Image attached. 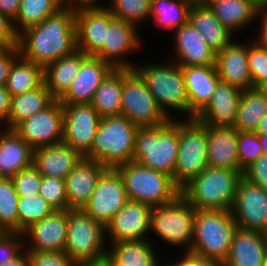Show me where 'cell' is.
Returning <instances> with one entry per match:
<instances>
[{
	"label": "cell",
	"instance_id": "6da1fadb",
	"mask_svg": "<svg viewBox=\"0 0 267 266\" xmlns=\"http://www.w3.org/2000/svg\"><path fill=\"white\" fill-rule=\"evenodd\" d=\"M19 33V53L43 68L77 50L75 7L64 6L41 23Z\"/></svg>",
	"mask_w": 267,
	"mask_h": 266
},
{
	"label": "cell",
	"instance_id": "7a4b0ae2",
	"mask_svg": "<svg viewBox=\"0 0 267 266\" xmlns=\"http://www.w3.org/2000/svg\"><path fill=\"white\" fill-rule=\"evenodd\" d=\"M179 147V121L170 119L155 127H139L132 161L169 175L174 182Z\"/></svg>",
	"mask_w": 267,
	"mask_h": 266
},
{
	"label": "cell",
	"instance_id": "3957f363",
	"mask_svg": "<svg viewBox=\"0 0 267 266\" xmlns=\"http://www.w3.org/2000/svg\"><path fill=\"white\" fill-rule=\"evenodd\" d=\"M138 128L122 114L103 117L91 149L83 158L113 169L132 161Z\"/></svg>",
	"mask_w": 267,
	"mask_h": 266
},
{
	"label": "cell",
	"instance_id": "277c9868",
	"mask_svg": "<svg viewBox=\"0 0 267 266\" xmlns=\"http://www.w3.org/2000/svg\"><path fill=\"white\" fill-rule=\"evenodd\" d=\"M242 176L238 170L208 166L186 184L180 194L195 209L231 211Z\"/></svg>",
	"mask_w": 267,
	"mask_h": 266
},
{
	"label": "cell",
	"instance_id": "5b68a950",
	"mask_svg": "<svg viewBox=\"0 0 267 266\" xmlns=\"http://www.w3.org/2000/svg\"><path fill=\"white\" fill-rule=\"evenodd\" d=\"M237 225L231 211L198 210L189 252L224 263L228 258Z\"/></svg>",
	"mask_w": 267,
	"mask_h": 266
},
{
	"label": "cell",
	"instance_id": "8992f818",
	"mask_svg": "<svg viewBox=\"0 0 267 266\" xmlns=\"http://www.w3.org/2000/svg\"><path fill=\"white\" fill-rule=\"evenodd\" d=\"M115 169L122 177L128 200L156 207L169 204L180 195L173 179L162 172L134 161Z\"/></svg>",
	"mask_w": 267,
	"mask_h": 266
},
{
	"label": "cell",
	"instance_id": "52a82bcc",
	"mask_svg": "<svg viewBox=\"0 0 267 266\" xmlns=\"http://www.w3.org/2000/svg\"><path fill=\"white\" fill-rule=\"evenodd\" d=\"M207 167L206 125L195 118L180 121L174 184L181 190Z\"/></svg>",
	"mask_w": 267,
	"mask_h": 266
},
{
	"label": "cell",
	"instance_id": "ba28073f",
	"mask_svg": "<svg viewBox=\"0 0 267 266\" xmlns=\"http://www.w3.org/2000/svg\"><path fill=\"white\" fill-rule=\"evenodd\" d=\"M174 63L171 66L166 64H153L146 67L136 66L135 70L146 81L150 92L165 115L171 119L169 112L166 110L167 106L188 113L190 119L189 98L181 66L176 64V61Z\"/></svg>",
	"mask_w": 267,
	"mask_h": 266
},
{
	"label": "cell",
	"instance_id": "9c48e42d",
	"mask_svg": "<svg viewBox=\"0 0 267 266\" xmlns=\"http://www.w3.org/2000/svg\"><path fill=\"white\" fill-rule=\"evenodd\" d=\"M105 226L82 209L68 210L64 252L75 262L96 261L107 256L103 248Z\"/></svg>",
	"mask_w": 267,
	"mask_h": 266
},
{
	"label": "cell",
	"instance_id": "30bf717a",
	"mask_svg": "<svg viewBox=\"0 0 267 266\" xmlns=\"http://www.w3.org/2000/svg\"><path fill=\"white\" fill-rule=\"evenodd\" d=\"M196 209L180 194L173 202L152 207L150 229L173 245L189 246L194 235Z\"/></svg>",
	"mask_w": 267,
	"mask_h": 266
},
{
	"label": "cell",
	"instance_id": "8fae6325",
	"mask_svg": "<svg viewBox=\"0 0 267 266\" xmlns=\"http://www.w3.org/2000/svg\"><path fill=\"white\" fill-rule=\"evenodd\" d=\"M121 114L138 127L161 126L170 120L135 69L123 78Z\"/></svg>",
	"mask_w": 267,
	"mask_h": 266
},
{
	"label": "cell",
	"instance_id": "7c38bea8",
	"mask_svg": "<svg viewBox=\"0 0 267 266\" xmlns=\"http://www.w3.org/2000/svg\"><path fill=\"white\" fill-rule=\"evenodd\" d=\"M14 131L33 149L63 141V104L55 99L45 109L26 118Z\"/></svg>",
	"mask_w": 267,
	"mask_h": 266
},
{
	"label": "cell",
	"instance_id": "4fadbf2b",
	"mask_svg": "<svg viewBox=\"0 0 267 266\" xmlns=\"http://www.w3.org/2000/svg\"><path fill=\"white\" fill-rule=\"evenodd\" d=\"M127 201L122 177L116 169L108 168L98 180L96 189L82 210L106 226Z\"/></svg>",
	"mask_w": 267,
	"mask_h": 266
},
{
	"label": "cell",
	"instance_id": "5bb4252c",
	"mask_svg": "<svg viewBox=\"0 0 267 266\" xmlns=\"http://www.w3.org/2000/svg\"><path fill=\"white\" fill-rule=\"evenodd\" d=\"M101 119L90 103L63 104V142L84 157L91 149Z\"/></svg>",
	"mask_w": 267,
	"mask_h": 266
},
{
	"label": "cell",
	"instance_id": "9a60e30c",
	"mask_svg": "<svg viewBox=\"0 0 267 266\" xmlns=\"http://www.w3.org/2000/svg\"><path fill=\"white\" fill-rule=\"evenodd\" d=\"M231 212L238 228L263 232L267 228V191L242 176Z\"/></svg>",
	"mask_w": 267,
	"mask_h": 266
},
{
	"label": "cell",
	"instance_id": "2e32d148",
	"mask_svg": "<svg viewBox=\"0 0 267 266\" xmlns=\"http://www.w3.org/2000/svg\"><path fill=\"white\" fill-rule=\"evenodd\" d=\"M113 18L108 7L95 4L75 6L77 50L94 56L103 47L106 29Z\"/></svg>",
	"mask_w": 267,
	"mask_h": 266
},
{
	"label": "cell",
	"instance_id": "e0dca14e",
	"mask_svg": "<svg viewBox=\"0 0 267 266\" xmlns=\"http://www.w3.org/2000/svg\"><path fill=\"white\" fill-rule=\"evenodd\" d=\"M151 210L149 205L128 200L105 226V231L111 234L112 243L146 240L144 236L151 230Z\"/></svg>",
	"mask_w": 267,
	"mask_h": 266
},
{
	"label": "cell",
	"instance_id": "ac0fdd59",
	"mask_svg": "<svg viewBox=\"0 0 267 266\" xmlns=\"http://www.w3.org/2000/svg\"><path fill=\"white\" fill-rule=\"evenodd\" d=\"M135 28L136 25L114 17L106 29L103 47L94 56L109 63L113 68L135 69L132 63L129 64L121 58L125 53H130L140 46V38Z\"/></svg>",
	"mask_w": 267,
	"mask_h": 266
},
{
	"label": "cell",
	"instance_id": "d6986e66",
	"mask_svg": "<svg viewBox=\"0 0 267 266\" xmlns=\"http://www.w3.org/2000/svg\"><path fill=\"white\" fill-rule=\"evenodd\" d=\"M112 69L109 63L88 55L69 88L58 100L62 104L91 103L96 89Z\"/></svg>",
	"mask_w": 267,
	"mask_h": 266
},
{
	"label": "cell",
	"instance_id": "ffe728a7",
	"mask_svg": "<svg viewBox=\"0 0 267 266\" xmlns=\"http://www.w3.org/2000/svg\"><path fill=\"white\" fill-rule=\"evenodd\" d=\"M241 92V89L220 80L212 98L195 119L213 127H233Z\"/></svg>",
	"mask_w": 267,
	"mask_h": 266
},
{
	"label": "cell",
	"instance_id": "44dd1931",
	"mask_svg": "<svg viewBox=\"0 0 267 266\" xmlns=\"http://www.w3.org/2000/svg\"><path fill=\"white\" fill-rule=\"evenodd\" d=\"M68 210H55L41 221L33 223L23 235L28 234L31 244L27 251L64 252L67 238Z\"/></svg>",
	"mask_w": 267,
	"mask_h": 266
},
{
	"label": "cell",
	"instance_id": "7402d4cb",
	"mask_svg": "<svg viewBox=\"0 0 267 266\" xmlns=\"http://www.w3.org/2000/svg\"><path fill=\"white\" fill-rule=\"evenodd\" d=\"M107 169L94 160L81 159L65 179L69 210H80L88 203Z\"/></svg>",
	"mask_w": 267,
	"mask_h": 266
},
{
	"label": "cell",
	"instance_id": "603a6c76",
	"mask_svg": "<svg viewBox=\"0 0 267 266\" xmlns=\"http://www.w3.org/2000/svg\"><path fill=\"white\" fill-rule=\"evenodd\" d=\"M207 129L208 166L238 170L244 175L238 156V131L234 127H213Z\"/></svg>",
	"mask_w": 267,
	"mask_h": 266
},
{
	"label": "cell",
	"instance_id": "cb8c5ba5",
	"mask_svg": "<svg viewBox=\"0 0 267 266\" xmlns=\"http://www.w3.org/2000/svg\"><path fill=\"white\" fill-rule=\"evenodd\" d=\"M81 156L72 146L63 141L34 149L33 166L42 177L66 179L81 161Z\"/></svg>",
	"mask_w": 267,
	"mask_h": 266
},
{
	"label": "cell",
	"instance_id": "d4e9b609",
	"mask_svg": "<svg viewBox=\"0 0 267 266\" xmlns=\"http://www.w3.org/2000/svg\"><path fill=\"white\" fill-rule=\"evenodd\" d=\"M190 104V119L208 104L221 80L215 65L181 66Z\"/></svg>",
	"mask_w": 267,
	"mask_h": 266
},
{
	"label": "cell",
	"instance_id": "484cf974",
	"mask_svg": "<svg viewBox=\"0 0 267 266\" xmlns=\"http://www.w3.org/2000/svg\"><path fill=\"white\" fill-rule=\"evenodd\" d=\"M215 66L221 81L241 90L253 88L248 67V46L236 42L231 43L216 53Z\"/></svg>",
	"mask_w": 267,
	"mask_h": 266
},
{
	"label": "cell",
	"instance_id": "4316f807",
	"mask_svg": "<svg viewBox=\"0 0 267 266\" xmlns=\"http://www.w3.org/2000/svg\"><path fill=\"white\" fill-rule=\"evenodd\" d=\"M176 52L180 66L215 65L216 53L188 21L176 29Z\"/></svg>",
	"mask_w": 267,
	"mask_h": 266
},
{
	"label": "cell",
	"instance_id": "83f0119b",
	"mask_svg": "<svg viewBox=\"0 0 267 266\" xmlns=\"http://www.w3.org/2000/svg\"><path fill=\"white\" fill-rule=\"evenodd\" d=\"M267 247L262 232L238 228L235 230L224 266H262Z\"/></svg>",
	"mask_w": 267,
	"mask_h": 266
},
{
	"label": "cell",
	"instance_id": "f1b7e54d",
	"mask_svg": "<svg viewBox=\"0 0 267 266\" xmlns=\"http://www.w3.org/2000/svg\"><path fill=\"white\" fill-rule=\"evenodd\" d=\"M34 149L14 129L0 133V177L13 178L33 165Z\"/></svg>",
	"mask_w": 267,
	"mask_h": 266
},
{
	"label": "cell",
	"instance_id": "f546056e",
	"mask_svg": "<svg viewBox=\"0 0 267 266\" xmlns=\"http://www.w3.org/2000/svg\"><path fill=\"white\" fill-rule=\"evenodd\" d=\"M189 22L215 53L232 43L233 32L218 21L213 10L208 6L193 4L189 11Z\"/></svg>",
	"mask_w": 267,
	"mask_h": 266
},
{
	"label": "cell",
	"instance_id": "4dcf8cb0",
	"mask_svg": "<svg viewBox=\"0 0 267 266\" xmlns=\"http://www.w3.org/2000/svg\"><path fill=\"white\" fill-rule=\"evenodd\" d=\"M131 70L113 68L96 89L90 104L101 118L121 114L123 78Z\"/></svg>",
	"mask_w": 267,
	"mask_h": 266
},
{
	"label": "cell",
	"instance_id": "1f68e13d",
	"mask_svg": "<svg viewBox=\"0 0 267 266\" xmlns=\"http://www.w3.org/2000/svg\"><path fill=\"white\" fill-rule=\"evenodd\" d=\"M87 56L82 51L76 50L44 68V83L55 99H59L69 88Z\"/></svg>",
	"mask_w": 267,
	"mask_h": 266
},
{
	"label": "cell",
	"instance_id": "d6a6232c",
	"mask_svg": "<svg viewBox=\"0 0 267 266\" xmlns=\"http://www.w3.org/2000/svg\"><path fill=\"white\" fill-rule=\"evenodd\" d=\"M54 100L45 83L32 91L11 97L7 129H14L23 120L45 109Z\"/></svg>",
	"mask_w": 267,
	"mask_h": 266
},
{
	"label": "cell",
	"instance_id": "836d02e7",
	"mask_svg": "<svg viewBox=\"0 0 267 266\" xmlns=\"http://www.w3.org/2000/svg\"><path fill=\"white\" fill-rule=\"evenodd\" d=\"M107 253L112 266H157L153 245L147 240L120 241Z\"/></svg>",
	"mask_w": 267,
	"mask_h": 266
},
{
	"label": "cell",
	"instance_id": "e575fe53",
	"mask_svg": "<svg viewBox=\"0 0 267 266\" xmlns=\"http://www.w3.org/2000/svg\"><path fill=\"white\" fill-rule=\"evenodd\" d=\"M267 115V98L258 88L242 90L234 128L238 132H255Z\"/></svg>",
	"mask_w": 267,
	"mask_h": 266
},
{
	"label": "cell",
	"instance_id": "d590c367",
	"mask_svg": "<svg viewBox=\"0 0 267 266\" xmlns=\"http://www.w3.org/2000/svg\"><path fill=\"white\" fill-rule=\"evenodd\" d=\"M43 83L44 68L20 56L10 68L5 87L13 97L32 91Z\"/></svg>",
	"mask_w": 267,
	"mask_h": 266
},
{
	"label": "cell",
	"instance_id": "8d00e7d4",
	"mask_svg": "<svg viewBox=\"0 0 267 266\" xmlns=\"http://www.w3.org/2000/svg\"><path fill=\"white\" fill-rule=\"evenodd\" d=\"M210 8L218 21L231 32L243 28L258 17V10L252 0H220Z\"/></svg>",
	"mask_w": 267,
	"mask_h": 266
},
{
	"label": "cell",
	"instance_id": "74e56055",
	"mask_svg": "<svg viewBox=\"0 0 267 266\" xmlns=\"http://www.w3.org/2000/svg\"><path fill=\"white\" fill-rule=\"evenodd\" d=\"M192 5L187 0H151L150 16L157 26L176 30L189 21Z\"/></svg>",
	"mask_w": 267,
	"mask_h": 266
},
{
	"label": "cell",
	"instance_id": "f35d334b",
	"mask_svg": "<svg viewBox=\"0 0 267 266\" xmlns=\"http://www.w3.org/2000/svg\"><path fill=\"white\" fill-rule=\"evenodd\" d=\"M64 6L60 0H21L18 15L14 20L15 28L20 33L18 28L24 31L37 25L47 17L57 13Z\"/></svg>",
	"mask_w": 267,
	"mask_h": 266
},
{
	"label": "cell",
	"instance_id": "ab89813d",
	"mask_svg": "<svg viewBox=\"0 0 267 266\" xmlns=\"http://www.w3.org/2000/svg\"><path fill=\"white\" fill-rule=\"evenodd\" d=\"M55 209L39 194L19 196L18 198V232L23 233L33 223L51 215Z\"/></svg>",
	"mask_w": 267,
	"mask_h": 266
},
{
	"label": "cell",
	"instance_id": "60d3db41",
	"mask_svg": "<svg viewBox=\"0 0 267 266\" xmlns=\"http://www.w3.org/2000/svg\"><path fill=\"white\" fill-rule=\"evenodd\" d=\"M18 198L12 179L0 177V232H18Z\"/></svg>",
	"mask_w": 267,
	"mask_h": 266
},
{
	"label": "cell",
	"instance_id": "b9f144b4",
	"mask_svg": "<svg viewBox=\"0 0 267 266\" xmlns=\"http://www.w3.org/2000/svg\"><path fill=\"white\" fill-rule=\"evenodd\" d=\"M112 16L134 25L150 17L151 0H111ZM138 23V24H137Z\"/></svg>",
	"mask_w": 267,
	"mask_h": 266
},
{
	"label": "cell",
	"instance_id": "7bdbcfd3",
	"mask_svg": "<svg viewBox=\"0 0 267 266\" xmlns=\"http://www.w3.org/2000/svg\"><path fill=\"white\" fill-rule=\"evenodd\" d=\"M39 195L55 210H69L64 179L42 177Z\"/></svg>",
	"mask_w": 267,
	"mask_h": 266
},
{
	"label": "cell",
	"instance_id": "ee69618b",
	"mask_svg": "<svg viewBox=\"0 0 267 266\" xmlns=\"http://www.w3.org/2000/svg\"><path fill=\"white\" fill-rule=\"evenodd\" d=\"M237 145L240 166L244 171L263 155L262 145L255 132H238Z\"/></svg>",
	"mask_w": 267,
	"mask_h": 266
},
{
	"label": "cell",
	"instance_id": "f6af8a7d",
	"mask_svg": "<svg viewBox=\"0 0 267 266\" xmlns=\"http://www.w3.org/2000/svg\"><path fill=\"white\" fill-rule=\"evenodd\" d=\"M248 67L251 72L253 88L267 81V49L255 42L248 45Z\"/></svg>",
	"mask_w": 267,
	"mask_h": 266
},
{
	"label": "cell",
	"instance_id": "bcb514c9",
	"mask_svg": "<svg viewBox=\"0 0 267 266\" xmlns=\"http://www.w3.org/2000/svg\"><path fill=\"white\" fill-rule=\"evenodd\" d=\"M11 179L18 196L39 194L42 176L33 165L21 170Z\"/></svg>",
	"mask_w": 267,
	"mask_h": 266
},
{
	"label": "cell",
	"instance_id": "7dc6e473",
	"mask_svg": "<svg viewBox=\"0 0 267 266\" xmlns=\"http://www.w3.org/2000/svg\"><path fill=\"white\" fill-rule=\"evenodd\" d=\"M29 266H76L65 253L56 251H28Z\"/></svg>",
	"mask_w": 267,
	"mask_h": 266
},
{
	"label": "cell",
	"instance_id": "c3c4849f",
	"mask_svg": "<svg viewBox=\"0 0 267 266\" xmlns=\"http://www.w3.org/2000/svg\"><path fill=\"white\" fill-rule=\"evenodd\" d=\"M21 232H0V265L16 257L24 243Z\"/></svg>",
	"mask_w": 267,
	"mask_h": 266
},
{
	"label": "cell",
	"instance_id": "681fc988",
	"mask_svg": "<svg viewBox=\"0 0 267 266\" xmlns=\"http://www.w3.org/2000/svg\"><path fill=\"white\" fill-rule=\"evenodd\" d=\"M243 176L267 191V155H262L253 162Z\"/></svg>",
	"mask_w": 267,
	"mask_h": 266
},
{
	"label": "cell",
	"instance_id": "f907efd6",
	"mask_svg": "<svg viewBox=\"0 0 267 266\" xmlns=\"http://www.w3.org/2000/svg\"><path fill=\"white\" fill-rule=\"evenodd\" d=\"M19 33L14 21L0 13V48L18 47Z\"/></svg>",
	"mask_w": 267,
	"mask_h": 266
},
{
	"label": "cell",
	"instance_id": "816d5d0a",
	"mask_svg": "<svg viewBox=\"0 0 267 266\" xmlns=\"http://www.w3.org/2000/svg\"><path fill=\"white\" fill-rule=\"evenodd\" d=\"M20 57L18 47L0 48V86H5L13 62Z\"/></svg>",
	"mask_w": 267,
	"mask_h": 266
},
{
	"label": "cell",
	"instance_id": "f5cc1de1",
	"mask_svg": "<svg viewBox=\"0 0 267 266\" xmlns=\"http://www.w3.org/2000/svg\"><path fill=\"white\" fill-rule=\"evenodd\" d=\"M182 266H224L220 261L206 259L192 252L186 251L182 259Z\"/></svg>",
	"mask_w": 267,
	"mask_h": 266
},
{
	"label": "cell",
	"instance_id": "db71d44e",
	"mask_svg": "<svg viewBox=\"0 0 267 266\" xmlns=\"http://www.w3.org/2000/svg\"><path fill=\"white\" fill-rule=\"evenodd\" d=\"M11 107V95L5 86H0V122L8 121Z\"/></svg>",
	"mask_w": 267,
	"mask_h": 266
},
{
	"label": "cell",
	"instance_id": "11a10c76",
	"mask_svg": "<svg viewBox=\"0 0 267 266\" xmlns=\"http://www.w3.org/2000/svg\"><path fill=\"white\" fill-rule=\"evenodd\" d=\"M20 3L21 0H0V13L14 21L18 15Z\"/></svg>",
	"mask_w": 267,
	"mask_h": 266
},
{
	"label": "cell",
	"instance_id": "9f6ffc18",
	"mask_svg": "<svg viewBox=\"0 0 267 266\" xmlns=\"http://www.w3.org/2000/svg\"><path fill=\"white\" fill-rule=\"evenodd\" d=\"M261 13V14H260ZM257 15H261L262 25H261V33L260 38L255 40L254 42L265 49H267V11H258Z\"/></svg>",
	"mask_w": 267,
	"mask_h": 266
},
{
	"label": "cell",
	"instance_id": "6f0895ef",
	"mask_svg": "<svg viewBox=\"0 0 267 266\" xmlns=\"http://www.w3.org/2000/svg\"><path fill=\"white\" fill-rule=\"evenodd\" d=\"M0 266H29L28 251H24L23 254L20 252L16 257L4 262Z\"/></svg>",
	"mask_w": 267,
	"mask_h": 266
},
{
	"label": "cell",
	"instance_id": "680465c9",
	"mask_svg": "<svg viewBox=\"0 0 267 266\" xmlns=\"http://www.w3.org/2000/svg\"><path fill=\"white\" fill-rule=\"evenodd\" d=\"M76 266H112L110 260L107 258H102L96 261H83L76 263Z\"/></svg>",
	"mask_w": 267,
	"mask_h": 266
},
{
	"label": "cell",
	"instance_id": "91938a15",
	"mask_svg": "<svg viewBox=\"0 0 267 266\" xmlns=\"http://www.w3.org/2000/svg\"><path fill=\"white\" fill-rule=\"evenodd\" d=\"M255 133L257 135H267V115L260 121Z\"/></svg>",
	"mask_w": 267,
	"mask_h": 266
},
{
	"label": "cell",
	"instance_id": "94428289",
	"mask_svg": "<svg viewBox=\"0 0 267 266\" xmlns=\"http://www.w3.org/2000/svg\"><path fill=\"white\" fill-rule=\"evenodd\" d=\"M65 6H66V4H67V6H68V3L70 4V2L71 3H73V2H75L76 4L74 5V6H77V5H86V4H95L96 2V0H60Z\"/></svg>",
	"mask_w": 267,
	"mask_h": 266
},
{
	"label": "cell",
	"instance_id": "6125c7cd",
	"mask_svg": "<svg viewBox=\"0 0 267 266\" xmlns=\"http://www.w3.org/2000/svg\"><path fill=\"white\" fill-rule=\"evenodd\" d=\"M252 3L258 11H267V0H252Z\"/></svg>",
	"mask_w": 267,
	"mask_h": 266
},
{
	"label": "cell",
	"instance_id": "be15d7a7",
	"mask_svg": "<svg viewBox=\"0 0 267 266\" xmlns=\"http://www.w3.org/2000/svg\"><path fill=\"white\" fill-rule=\"evenodd\" d=\"M258 137L262 145L263 155H267V135H258Z\"/></svg>",
	"mask_w": 267,
	"mask_h": 266
},
{
	"label": "cell",
	"instance_id": "e7e4bbea",
	"mask_svg": "<svg viewBox=\"0 0 267 266\" xmlns=\"http://www.w3.org/2000/svg\"><path fill=\"white\" fill-rule=\"evenodd\" d=\"M218 1L220 0H199L196 4L210 7L213 3Z\"/></svg>",
	"mask_w": 267,
	"mask_h": 266
},
{
	"label": "cell",
	"instance_id": "03108f58",
	"mask_svg": "<svg viewBox=\"0 0 267 266\" xmlns=\"http://www.w3.org/2000/svg\"><path fill=\"white\" fill-rule=\"evenodd\" d=\"M257 88L267 98V81L261 83Z\"/></svg>",
	"mask_w": 267,
	"mask_h": 266
},
{
	"label": "cell",
	"instance_id": "003e7915",
	"mask_svg": "<svg viewBox=\"0 0 267 266\" xmlns=\"http://www.w3.org/2000/svg\"><path fill=\"white\" fill-rule=\"evenodd\" d=\"M262 233H263L265 244H266V247H267V228Z\"/></svg>",
	"mask_w": 267,
	"mask_h": 266
},
{
	"label": "cell",
	"instance_id": "a7ac6f4b",
	"mask_svg": "<svg viewBox=\"0 0 267 266\" xmlns=\"http://www.w3.org/2000/svg\"><path fill=\"white\" fill-rule=\"evenodd\" d=\"M158 266V264H157ZM166 266H182V260L180 262H176V263H172V264H169V265H166Z\"/></svg>",
	"mask_w": 267,
	"mask_h": 266
},
{
	"label": "cell",
	"instance_id": "89a4df30",
	"mask_svg": "<svg viewBox=\"0 0 267 266\" xmlns=\"http://www.w3.org/2000/svg\"><path fill=\"white\" fill-rule=\"evenodd\" d=\"M262 266H267V253L265 255V258H264Z\"/></svg>",
	"mask_w": 267,
	"mask_h": 266
},
{
	"label": "cell",
	"instance_id": "2644e50d",
	"mask_svg": "<svg viewBox=\"0 0 267 266\" xmlns=\"http://www.w3.org/2000/svg\"><path fill=\"white\" fill-rule=\"evenodd\" d=\"M189 2H191L192 4H196L199 0H187Z\"/></svg>",
	"mask_w": 267,
	"mask_h": 266
}]
</instances>
